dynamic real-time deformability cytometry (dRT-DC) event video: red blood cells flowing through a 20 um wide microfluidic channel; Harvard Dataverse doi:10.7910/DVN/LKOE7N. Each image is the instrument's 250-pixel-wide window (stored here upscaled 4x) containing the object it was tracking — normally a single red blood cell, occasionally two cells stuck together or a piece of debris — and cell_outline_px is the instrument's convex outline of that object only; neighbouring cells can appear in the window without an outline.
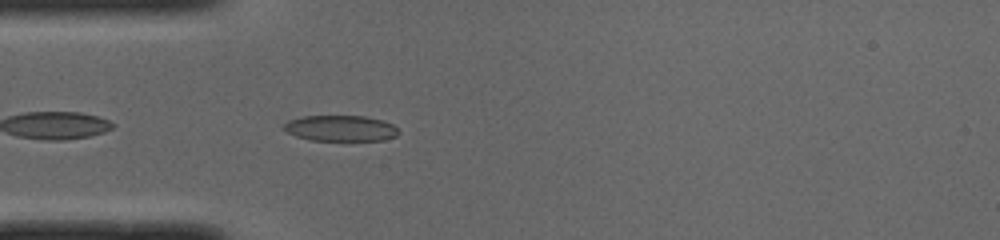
{"species": "common noctule bat (a hibernating species)", "species_latin": "Nyctalus noctula", "temperature_condition": "cold", "stored_images_in_passage": 30, "camera_frame_rate_fps": 3000, "um_per_image_px": 0.085, "animal": {"sex": "male", "body_mass_g": 19.0, "forearm_length_mm": 50.8}, "frame": {"image": 1, "passage_image": 3, "time_ms": 0.667, "image_size_px": [1000, 240], "cell_outline_px": [[400, 132], [396, 136], [384, 140], [308, 140], [296, 136], [288, 132], [284, 128], [284, 124], [288, 120], [304, 116], [364, 116], [380, 120], [392, 124]], "centroid_in_image_um": [28.95, 10.9], "position_along_channel_um": 56.1, "area_um2": 17.11}}
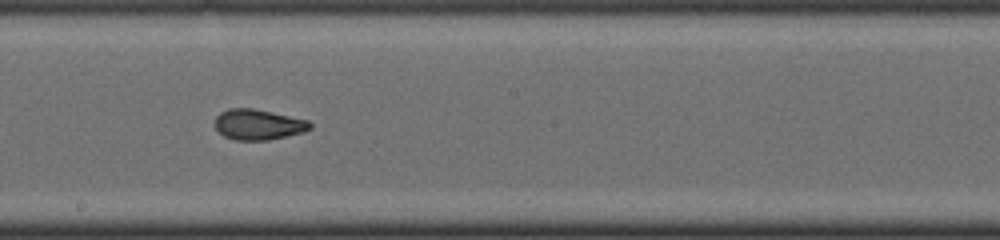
{"frame": {"image": 2, "passage_image": 16, "time_ms": 5.0, "image_size_px": [1000, 240], "cell_outline_px": [[312, 128], [304, 132], [268, 140], [236, 140], [224, 136], [216, 128], [216, 116], [220, 112], [228, 108], [252, 108], [308, 120], [312, 124]], "centroid_in_image_um": [21.96, 10.58], "position_along_channel_um": 226.2, "area_um2": 16.82}}
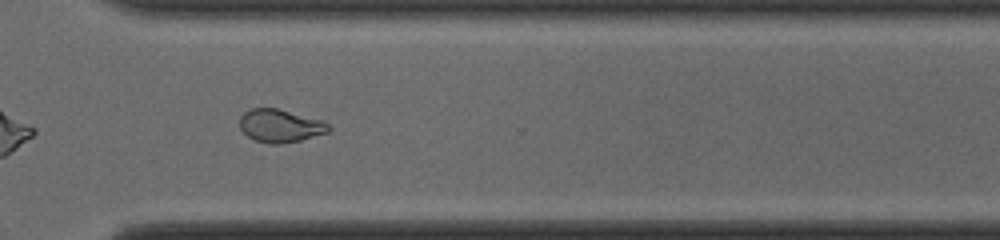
{"frame": {"image": 3, "passage_image": 25, "time_ms": 8.0, "image_size_px": [1000, 240], "cell_outline_px": [[332, 128], [328, 132], [300, 140], [280, 144], [268, 144], [256, 140], [248, 136], [240, 128], [240, 116], [244, 112], [252, 108], [276, 108], [324, 120]], "centroid_in_image_um": [23.83, 10.69], "position_along_channel_um": 346.8, "area_um2": 17.11}, "authors_computed_cell_mechanics": {"area_um2": 16.8776, "velocity_mm_per_s": 3.9947, "shape_relaxation_time_tau1_ms": 4.0493, "shape_relaxation_time_tau2_ms": 1.3776, "deformation_change_tau1": 0.1619, "deformation_change_tau2": 0.0721}}